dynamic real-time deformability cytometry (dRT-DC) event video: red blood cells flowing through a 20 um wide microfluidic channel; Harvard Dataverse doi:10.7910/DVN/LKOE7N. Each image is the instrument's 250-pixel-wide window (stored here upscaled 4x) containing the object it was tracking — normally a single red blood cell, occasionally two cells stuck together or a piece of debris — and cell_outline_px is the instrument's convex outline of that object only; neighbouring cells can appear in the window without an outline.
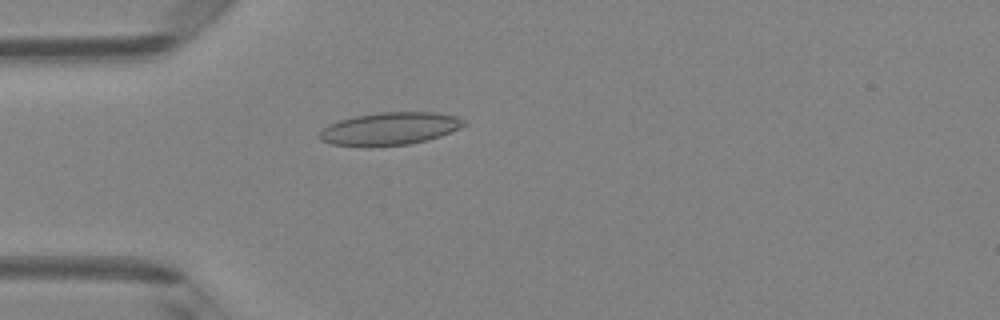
{"species": "Egyptian fruit bat (a non-hibernating species)", "species_latin": "Rousettus aegyptiacus", "temperature_condition": "room temperature", "stored_images_in_passage": 2, "camera_frame_rate_fps": 3000, "um_per_image_px": 0.085, "animal": {"sex": "female"}, "frame": {"image": 1, "passage_image": 2, "time_ms": 0.333, "image_size_px": [1000, 320], "cell_outline_px": [[468, 124], [460, 128], [440, 136], [428, 140], [408, 144], [368, 148], [332, 144], [320, 140], [316, 136], [328, 124], [340, 120], [356, 116], [380, 112], [432, 112], [456, 116], [468, 120]], "centroid_in_image_um": [33.13, 10.96], "position_along_channel_um": 51.9, "area_um2": 27.98}}